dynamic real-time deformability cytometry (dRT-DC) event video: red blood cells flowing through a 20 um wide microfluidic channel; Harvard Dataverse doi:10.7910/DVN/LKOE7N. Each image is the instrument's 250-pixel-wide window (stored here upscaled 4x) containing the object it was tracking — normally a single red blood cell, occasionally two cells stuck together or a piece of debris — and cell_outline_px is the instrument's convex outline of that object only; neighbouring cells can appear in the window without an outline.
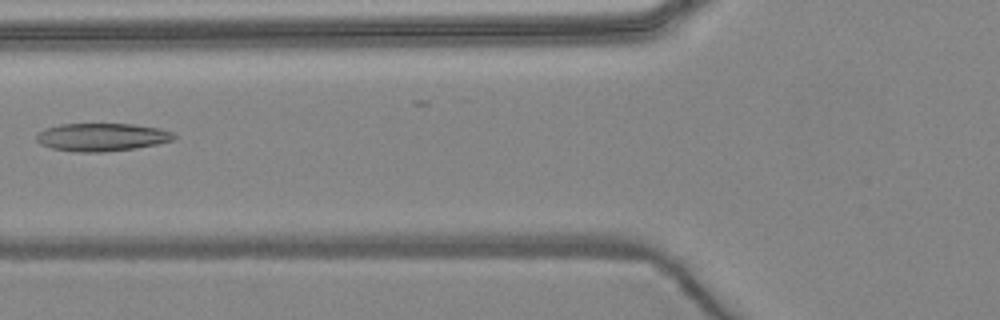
{"species": "common noctule bat (a hibernating species)", "species_latin": "Nyctalus noctula", "temperature_condition": "warm", "stored_images_in_passage": 5, "camera_frame_rate_fps": 3000, "um_per_image_px": 0.085, "animal": {"sex": "female", "body_mass_g": 24.6, "forearm_length_mm": 56.2}, "frame": {"image": 1, "passage_image": 5, "time_ms": 5.667, "image_size_px": [1000, 320], "cell_outline_px": [[176, 136], [172, 140], [156, 144], [136, 148], [104, 152], [76, 152], [52, 148], [40, 144], [36, 140], [36, 132], [44, 128], [60, 124], [132, 124], [160, 128], [172, 132]], "centroid_in_image_um": [8.61, 11.65], "position_along_channel_um": 117.2, "area_um2": 22.48}}